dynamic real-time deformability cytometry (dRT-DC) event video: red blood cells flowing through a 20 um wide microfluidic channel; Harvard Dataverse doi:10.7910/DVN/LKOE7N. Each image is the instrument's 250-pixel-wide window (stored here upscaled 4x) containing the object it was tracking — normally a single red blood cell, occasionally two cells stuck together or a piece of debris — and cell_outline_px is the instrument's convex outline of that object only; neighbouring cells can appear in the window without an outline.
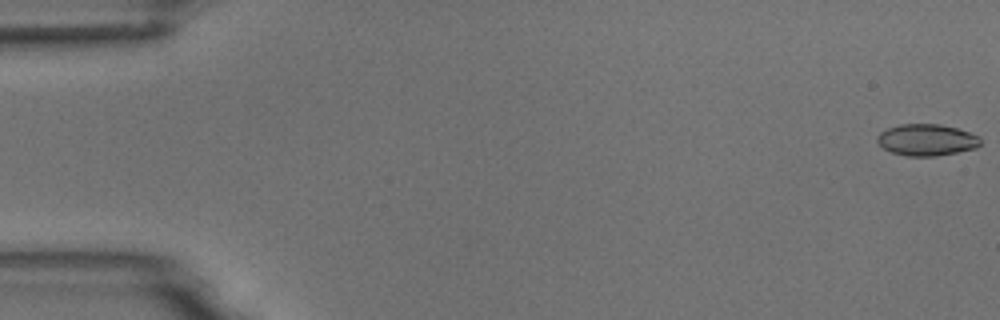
{"species": "common noctule bat (a hibernating species)", "species_latin": "Nyctalus noctula", "temperature_condition": "room temperature", "stored_images_in_passage": 54, "camera_frame_rate_fps": 3000, "um_per_image_px": 0.085, "animal": {"sex": "male", "body_mass_g": 18.8}, "frame": {"image": 1, "passage_image": 1, "time_ms": 0.0, "image_size_px": [1000, 320], "cell_outline_px": [[980, 144], [976, 148], [936, 156], [908, 156], [892, 152], [884, 148], [876, 140], [876, 136], [880, 132], [888, 128], [900, 124], [940, 124], [956, 128], [980, 136]], "centroid_in_image_um": [78.76, 11.88], "position_along_channel_um": 6.2, "area_um2": 18.9}}
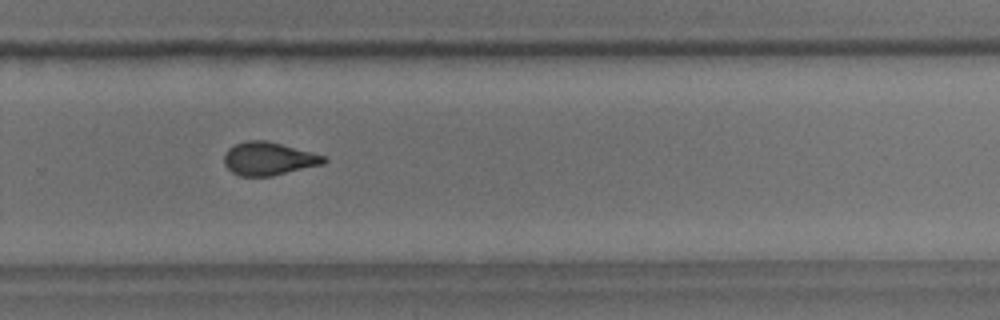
{"frame": {"image": 2, "passage_image": 37, "time_ms": 12.0, "image_size_px": [1000, 320], "cell_outline_px": [[328, 160], [324, 164], [272, 176], [240, 176], [232, 172], [224, 164], [224, 152], [228, 148], [236, 144], [248, 140], [264, 140], [312, 152], [324, 156]], "centroid_in_image_um": [22.82, 13.49], "position_along_channel_um": 307.0, "area_um2": 19.19}}
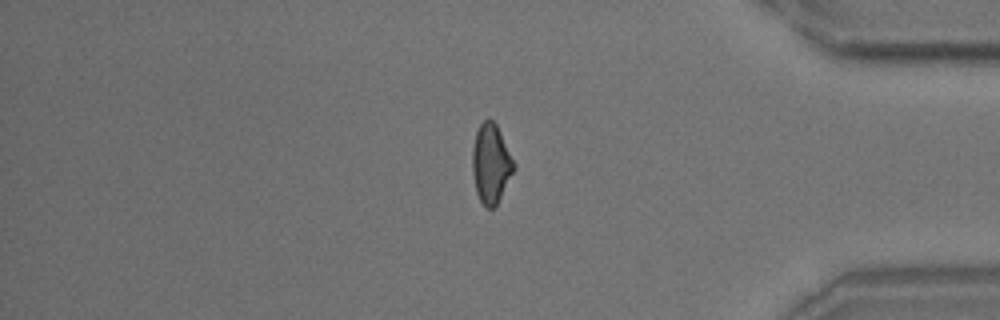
{"frame": {"image": 3, "passage_image": 46, "time_ms": 15.0, "image_size_px": [1000, 320], "cell_outline_px": [[516, 168], [496, 204], [492, 208], [484, 208], [476, 192], [472, 172], [472, 148], [476, 132], [480, 124], [488, 116], [496, 124], [516, 164]], "centroid_in_image_um": [41.72, 13.89], "position_along_channel_um": 393.5, "area_um2": 19.25}, "authors_computed_cell_mechanics": {"area_um2": 19.4497, "velocity_mm_per_s": 3.7333, "shape_relaxation_time_tau1_ms": 6.6299, "shape_relaxation_time_tau2_ms": 1.2909, "deformation_change_tau1": 0.149, "deformation_change_tau2": 0.0668}}